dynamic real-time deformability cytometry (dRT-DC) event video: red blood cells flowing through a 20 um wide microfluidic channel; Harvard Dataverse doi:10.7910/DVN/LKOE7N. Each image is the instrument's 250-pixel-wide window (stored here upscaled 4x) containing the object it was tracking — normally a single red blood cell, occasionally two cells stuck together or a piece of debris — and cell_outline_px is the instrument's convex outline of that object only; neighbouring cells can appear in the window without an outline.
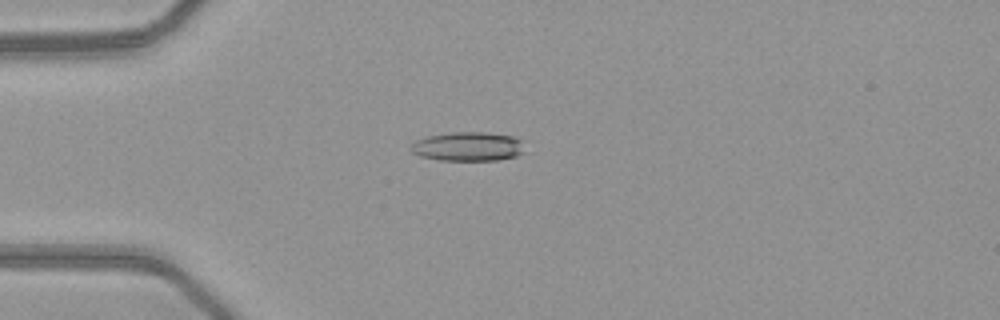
{"species": "common noctule bat (a hibernating species)", "species_latin": "Nyctalus noctula", "temperature_condition": "warm", "stored_images_in_passage": 51, "camera_frame_rate_fps": 3000, "um_per_image_px": 0.085, "animal": {"sex": "female", "body_mass_g": 21.9}, "frame": {"image": 1, "passage_image": 14, "time_ms": 4.333, "image_size_px": [1000, 320], "cell_outline_px": [[524, 152], [516, 156], [496, 160], [440, 160], [420, 156], [412, 152], [408, 148], [416, 140], [428, 136], [452, 132], [488, 132], [512, 136], [524, 140]], "centroid_in_image_um": [39.8, 12.45], "position_along_channel_um": 45.2, "area_um2": 19.48}}
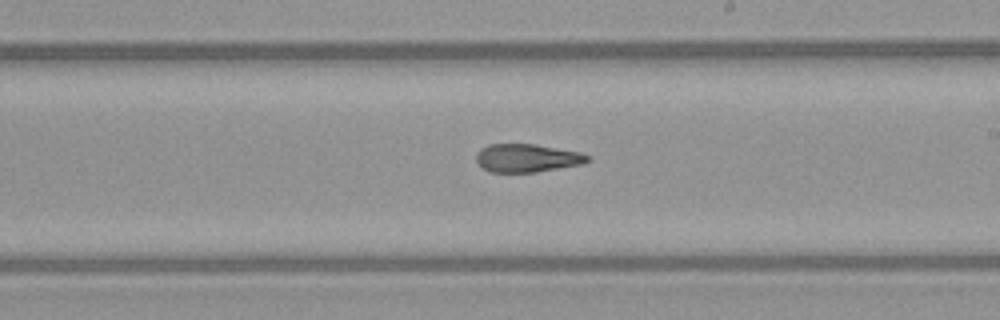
{"frame": {"image": 2, "passage_image": 30, "time_ms": 9.667, "image_size_px": [1000, 320], "cell_outline_px": [[592, 156], [584, 164], [536, 172], [492, 172], [484, 168], [476, 160], [476, 152], [480, 148], [488, 144], [536, 144], [580, 152]], "centroid_in_image_um": [44.82, 13.42], "position_along_channel_um": 244.2, "area_um2": 18.38}}
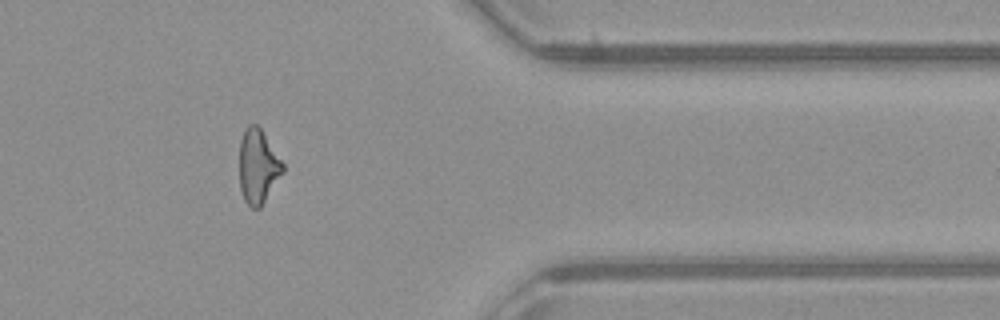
{"frame": {"image": 3, "passage_image": 42, "time_ms": 13.667, "image_size_px": [1000, 320], "cell_outline_px": [[284, 172], [260, 208], [252, 208], [244, 200], [240, 188], [240, 140], [248, 124], [256, 124], [260, 128], [284, 164]], "centroid_in_image_um": [21.93, 14.16], "position_along_channel_um": 389.5, "area_um2": 18.61}, "authors_computed_cell_mechanics": {"area_um2": 19.4786, "velocity_mm_per_s": 4.1196, "shape_relaxation_time_tau1_ms": 9.5162, "shape_relaxation_time_tau2_ms": 2.0079, "deformation_change_tau1": 0.2663, "deformation_change_tau2": 0.1085}}